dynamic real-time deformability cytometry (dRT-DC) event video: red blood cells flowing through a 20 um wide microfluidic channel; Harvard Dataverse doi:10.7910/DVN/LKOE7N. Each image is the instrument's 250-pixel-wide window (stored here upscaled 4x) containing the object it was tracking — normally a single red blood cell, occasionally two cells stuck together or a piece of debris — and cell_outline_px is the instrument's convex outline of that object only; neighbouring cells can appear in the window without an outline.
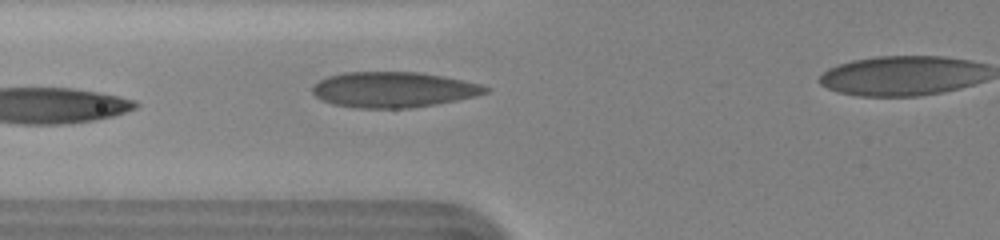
{"species": "human", "species_latin": "Homo sapiens", "temperature_condition": "cold", "stored_images_in_passage": 5, "camera_frame_rate_fps": 3000, "um_per_image_px": 0.085, "donor": {"sex": "female"}, "frame": {"image": 1, "passage_image": 5, "time_ms": 2.333, "image_size_px": [1000, 240], "cell_outline_px": [[488, 92], [476, 96], [436, 104], [412, 108], [356, 108], [332, 104], [316, 96], [312, 92], [312, 88], [320, 80], [328, 76], [344, 72], [420, 72], [444, 76], [480, 84], [488, 88]], "centroid_in_image_um": [33.44, 7.62], "position_along_channel_um": 92.4, "area_um2": 35.72}}